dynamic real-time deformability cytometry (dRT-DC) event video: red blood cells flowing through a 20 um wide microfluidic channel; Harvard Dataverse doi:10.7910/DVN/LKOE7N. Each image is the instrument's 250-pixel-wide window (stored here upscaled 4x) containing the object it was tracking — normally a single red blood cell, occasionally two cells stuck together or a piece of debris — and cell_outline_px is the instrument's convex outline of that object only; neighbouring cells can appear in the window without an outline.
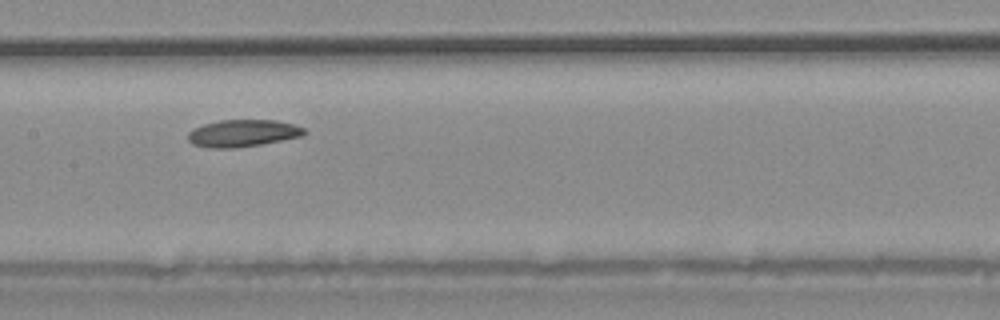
{"species": "common noctule bat (a hibernating species)", "species_latin": "Nyctalus noctula", "temperature_condition": "warm", "stored_images_in_passage": 28, "camera_frame_rate_fps": 3000, "um_per_image_px": 0.085, "animal": {"sex": "male", "body_mass_g": 20.4}, "frame": {"image": 1, "passage_image": 9, "time_ms": 2.667, "image_size_px": [1000, 320], "cell_outline_px": [[308, 132], [300, 136], [260, 144], [232, 148], [204, 148], [192, 144], [188, 140], [188, 132], [192, 128], [204, 124], [220, 120], [276, 120], [292, 124], [304, 128]], "centroid_in_image_um": [20.57, 11.32], "position_along_channel_um": 186.8, "area_um2": 18.32}}
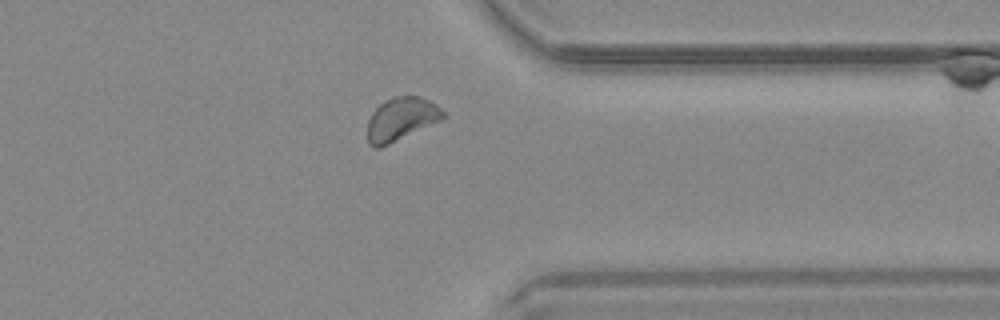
{"frame": {"image": 2, "passage_image": 20, "time_ms": 6.333, "image_size_px": [1000, 320], "cell_outline_px": [[448, 116], [440, 120], [380, 148], [372, 148], [368, 144], [368, 120], [372, 112], [380, 104], [392, 96], [420, 96], [436, 104]], "centroid_in_image_um": [34.08, 10.11], "position_along_channel_um": 377.3, "area_um2": 18.9}}